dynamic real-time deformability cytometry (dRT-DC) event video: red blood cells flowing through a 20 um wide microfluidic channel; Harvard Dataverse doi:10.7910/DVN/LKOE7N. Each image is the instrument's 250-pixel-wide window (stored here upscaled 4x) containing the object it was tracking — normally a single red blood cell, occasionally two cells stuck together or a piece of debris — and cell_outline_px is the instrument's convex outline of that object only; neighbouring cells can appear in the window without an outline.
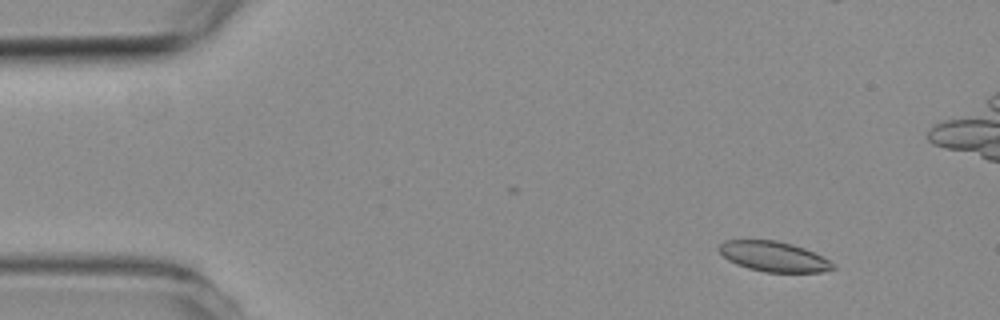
{"species": "common noctule bat (a hibernating species)", "species_latin": "Nyctalus noctula", "temperature_condition": "room temperature", "stored_images_in_passage": 10, "camera_frame_rate_fps": 3000, "um_per_image_px": 0.085, "animal": {"sex": "female", "body_mass_g": 19.3, "forearm_length_mm": 54.1}, "frame": {"image": 1, "passage_image": 2, "time_ms": 1.333, "image_size_px": [1000, 320], "cell_outline_px": [[836, 268], [820, 272], [764, 272], [748, 268], [736, 264], [728, 260], [716, 248], [724, 240], [776, 240], [792, 244], [804, 248], [836, 264]], "centroid_in_image_um": [65.74, 21.8], "position_along_channel_um": 19.3, "area_um2": 19.94}}
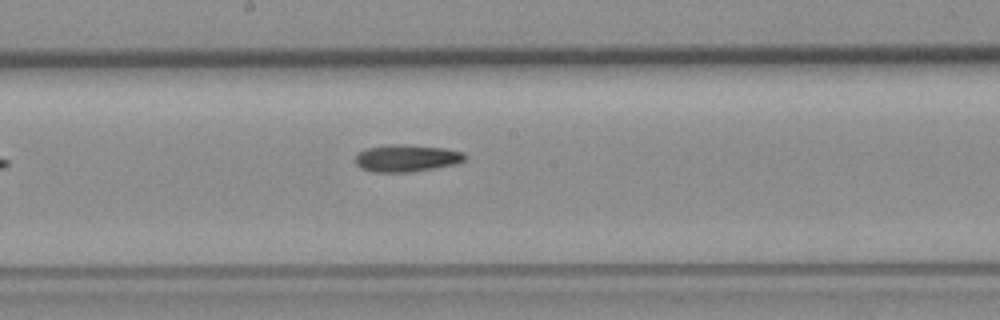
{"frame": {"image": 2, "passage_image": 10, "time_ms": 12.667, "image_size_px": [1000, 320], "cell_outline_px": [[464, 160], [456, 164], [412, 172], [372, 172], [360, 168], [356, 164], [356, 156], [360, 152], [368, 148], [388, 144], [404, 144], [444, 148], [464, 152]], "centroid_in_image_um": [34.55, 13.45], "position_along_channel_um": 213.7, "area_um2": 17.28}}